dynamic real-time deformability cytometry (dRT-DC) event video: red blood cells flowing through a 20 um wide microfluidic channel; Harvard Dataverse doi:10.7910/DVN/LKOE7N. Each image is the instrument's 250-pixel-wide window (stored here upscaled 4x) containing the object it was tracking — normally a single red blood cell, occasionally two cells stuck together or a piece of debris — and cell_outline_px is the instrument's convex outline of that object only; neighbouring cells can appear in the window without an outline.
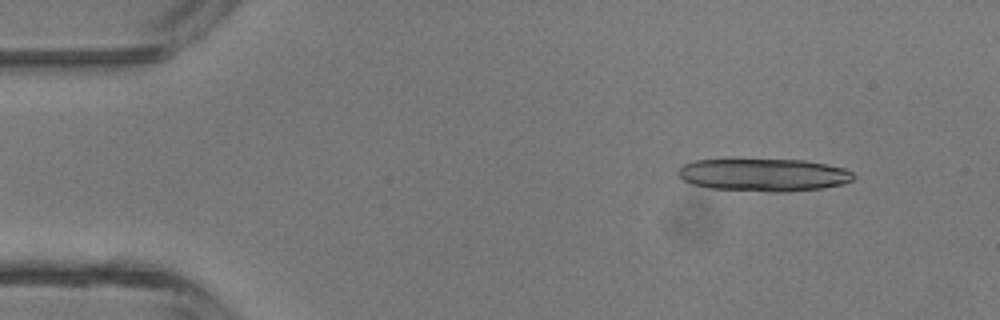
{"species": "common noctule bat (a hibernating species)", "species_latin": "Nyctalus noctula", "temperature_condition": "room temperature", "stored_images_in_passage": 5, "camera_frame_rate_fps": 3000, "um_per_image_px": 0.085, "animal": {"sex": "male", "body_mass_g": 13.3}, "frame": {"image": 1, "passage_image": 2, "time_ms": 1.0, "image_size_px": [1000, 320], "cell_outline_px": [[856, 176], [852, 180], [844, 184], [820, 188], [788, 192], [768, 192], [708, 188], [692, 184], [684, 180], [676, 172], [684, 164], [696, 160], [736, 156], [804, 160], [828, 164], [844, 168], [852, 172]], "centroid_in_image_um": [64.87, 14.81], "position_along_channel_um": 20.1, "area_um2": 34.97}}